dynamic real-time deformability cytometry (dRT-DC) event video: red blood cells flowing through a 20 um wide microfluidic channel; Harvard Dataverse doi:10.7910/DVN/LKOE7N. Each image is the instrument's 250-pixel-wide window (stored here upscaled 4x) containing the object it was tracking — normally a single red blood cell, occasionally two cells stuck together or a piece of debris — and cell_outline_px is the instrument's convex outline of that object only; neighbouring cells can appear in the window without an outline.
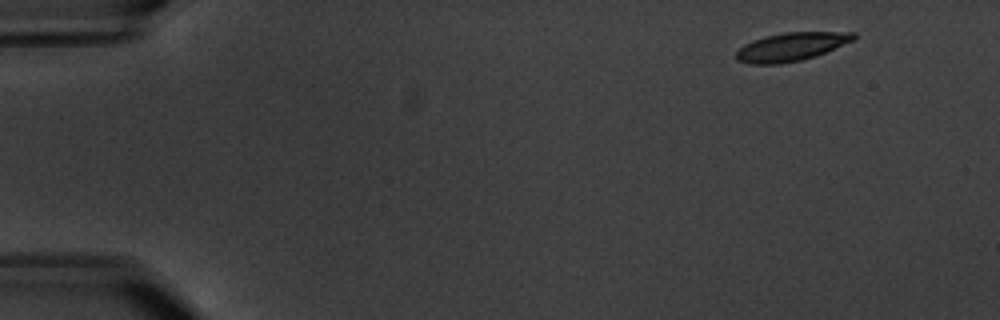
{"species": "common noctule bat (a hibernating species)", "species_latin": "Nyctalus noctula", "temperature_condition": "warm", "stored_images_in_passage": 6, "camera_frame_rate_fps": 3000, "um_per_image_px": 0.085, "animal": {"sex": "male", "body_mass_g": 20.1, "forearm_length_mm": 53.5}, "frame": {"image": 1, "passage_image": 1, "time_ms": 0.0, "image_size_px": [1000, 320], "cell_outline_px": [[856, 40], [816, 56], [800, 60], [780, 64], [752, 64], [736, 60], [736, 52], [744, 44], [752, 40], [764, 36], [784, 32], [856, 32]], "centroid_in_image_um": [67.28, 3.97], "position_along_channel_um": 17.7, "area_um2": 19.59}}
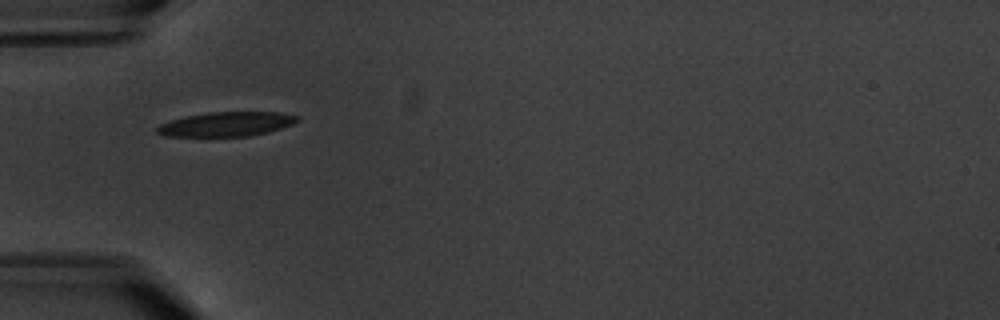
{"frame": {"image": 2, "passage_image": 5, "time_ms": 4.667, "image_size_px": [1000, 320], "cell_outline_px": [[300, 120], [292, 124], [268, 132], [248, 136], [164, 136], [156, 132], [156, 128], [160, 124], [184, 116], [208, 112], [280, 112], [300, 116]], "centroid_in_image_um": [19.26, 10.54], "position_along_channel_um": 65.7, "area_um2": 19.94}}